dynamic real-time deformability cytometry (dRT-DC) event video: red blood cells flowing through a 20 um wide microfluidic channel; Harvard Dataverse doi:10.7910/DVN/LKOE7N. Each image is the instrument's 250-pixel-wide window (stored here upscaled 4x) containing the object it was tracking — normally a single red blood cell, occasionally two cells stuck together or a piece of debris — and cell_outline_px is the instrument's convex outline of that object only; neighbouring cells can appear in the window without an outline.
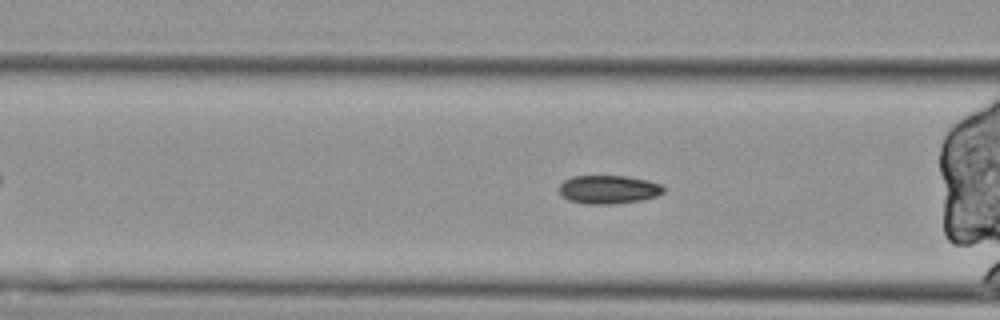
{"species": "Egyptian fruit bat (a non-hibernating species)", "species_latin": "Rousettus aegyptiacus", "temperature_condition": "cold", "stored_images_in_passage": 52, "camera_frame_rate_fps": 3000, "um_per_image_px": 0.085, "animal": {"sex": "female"}, "frame": {"image": 1, "passage_image": 20, "time_ms": 6.333, "image_size_px": [1000, 320], "cell_outline_px": [[664, 192], [656, 196], [644, 200], [612, 204], [588, 204], [568, 200], [560, 196], [560, 184], [564, 180], [572, 176], [624, 176], [648, 180], [660, 184], [664, 188]], "centroid_in_image_um": [51.71, 16.11], "position_along_channel_um": 114.9, "area_um2": 17.4}}
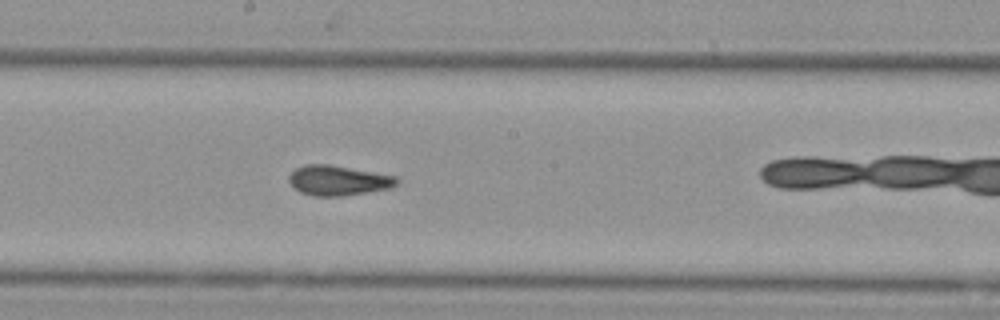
{"frame": {"image": 2, "passage_image": 29, "time_ms": 9.333, "image_size_px": [1000, 320], "cell_outline_px": [[400, 184], [392, 188], [344, 196], [312, 196], [300, 192], [292, 188], [288, 180], [288, 176], [296, 168], [304, 164], [328, 164], [396, 176], [400, 180]], "centroid_in_image_um": [28.75, 15.35], "position_along_channel_um": 219.5, "area_um2": 19.13}}
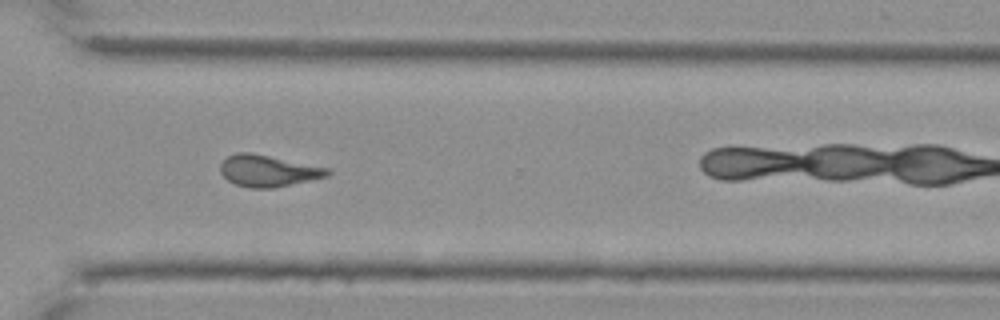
{"frame": {"image": 3, "passage_image": 40, "time_ms": 13.0, "image_size_px": [1000, 320], "cell_outline_px": [[332, 172], [328, 176], [292, 184], [272, 188], [248, 188], [236, 184], [228, 180], [220, 172], [220, 164], [228, 156], [236, 152], [248, 152], [332, 168]], "centroid_in_image_um": [22.81, 14.52], "position_along_channel_um": 347.8, "area_um2": 19.71}}